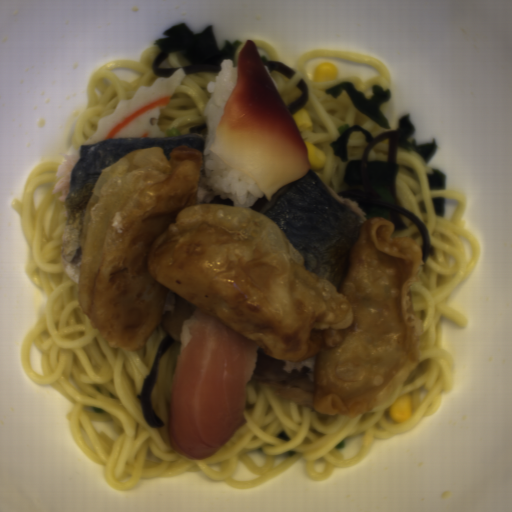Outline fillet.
Instances as JSON below:
<instances>
[{
    "label": "fillet",
    "instance_id": "1",
    "mask_svg": "<svg viewBox=\"0 0 512 512\" xmlns=\"http://www.w3.org/2000/svg\"><path fill=\"white\" fill-rule=\"evenodd\" d=\"M258 345L201 309L181 327L169 416V445L208 460L247 423V386Z\"/></svg>",
    "mask_w": 512,
    "mask_h": 512
},
{
    "label": "fillet",
    "instance_id": "2",
    "mask_svg": "<svg viewBox=\"0 0 512 512\" xmlns=\"http://www.w3.org/2000/svg\"><path fill=\"white\" fill-rule=\"evenodd\" d=\"M210 149L268 196L312 169L306 142L252 38L240 50L236 85Z\"/></svg>",
    "mask_w": 512,
    "mask_h": 512
}]
</instances>
